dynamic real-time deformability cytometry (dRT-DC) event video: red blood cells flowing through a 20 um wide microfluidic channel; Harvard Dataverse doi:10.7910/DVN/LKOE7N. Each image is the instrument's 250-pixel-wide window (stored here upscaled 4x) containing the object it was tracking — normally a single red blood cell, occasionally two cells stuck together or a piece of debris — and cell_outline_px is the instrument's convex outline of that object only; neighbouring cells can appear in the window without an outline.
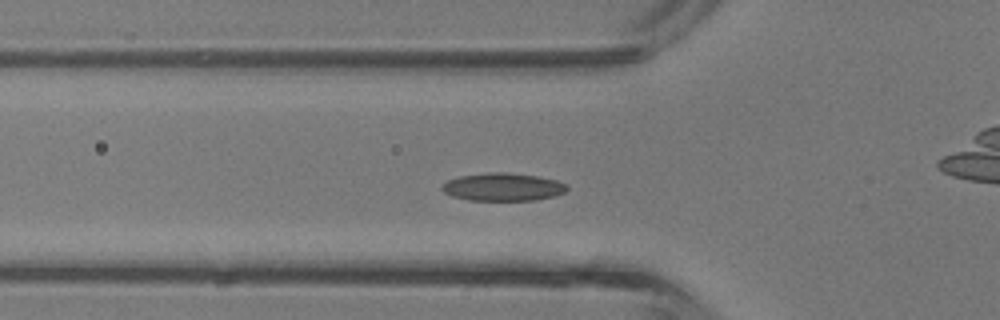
{"species": "common noctule bat (a hibernating species)", "species_latin": "Nyctalus noctula", "temperature_condition": "room temperature", "stored_images_in_passage": 41, "camera_frame_rate_fps": 3000, "um_per_image_px": 0.085, "animal": {"sex": "male", "body_mass_g": 13.3}, "frame": {"image": 1, "passage_image": 12, "time_ms": 3.667, "image_size_px": [1000, 320], "cell_outline_px": [[568, 188], [564, 192], [556, 196], [536, 200], [468, 200], [452, 196], [444, 192], [440, 188], [448, 180], [460, 176], [488, 172], [504, 172], [536, 176], [556, 180], [564, 184]], "centroid_in_image_um": [42.74, 15.89], "position_along_channel_um": 83.1, "area_um2": 20.17}}
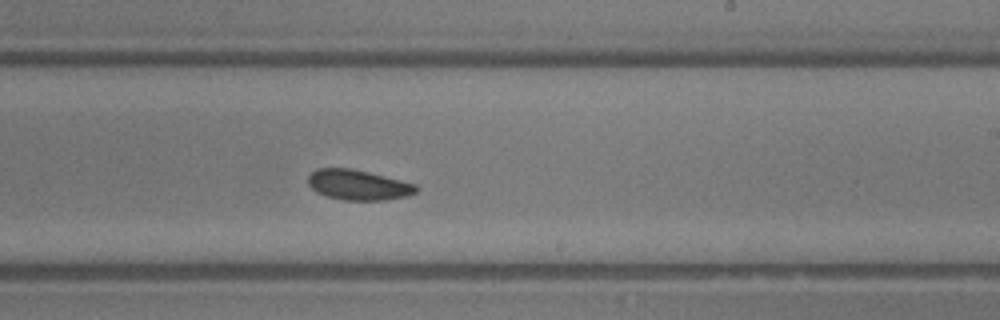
{"frame": {"image": 2, "passage_image": 23, "time_ms": 7.333, "image_size_px": [1000, 320], "cell_outline_px": [[420, 188], [416, 192], [408, 196], [384, 200], [344, 200], [328, 196], [316, 192], [308, 184], [308, 176], [316, 168], [352, 168], [416, 184]], "centroid_in_image_um": [30.45, 15.71], "position_along_channel_um": 258.5, "area_um2": 19.02}}
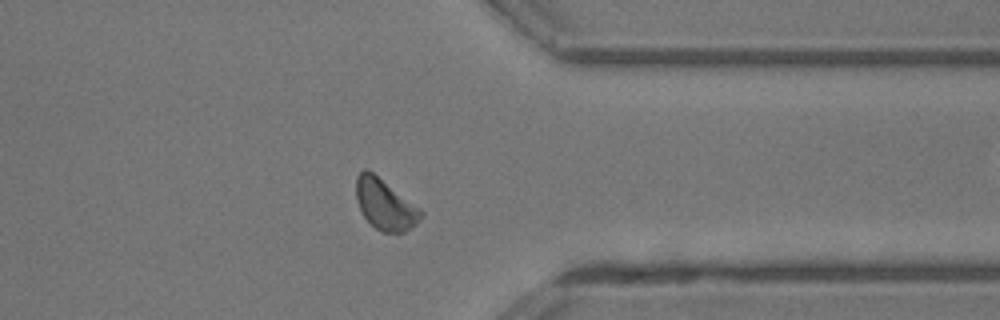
{"frame": {"image": 3, "passage_image": 31, "time_ms": 10.0, "image_size_px": [1000, 320], "cell_outline_px": [[424, 216], [416, 224], [404, 232], [380, 232], [364, 216], [356, 200], [356, 176], [364, 168], [368, 168], [420, 208], [424, 212]], "centroid_in_image_um": [32.73, 17.36], "position_along_channel_um": 378.7, "area_um2": 19.13}, "authors_computed_cell_mechanics": {"area_um2": 19.1318, "velocity_mm_per_s": 4.7835, "shape_relaxation_time_tau1_ms": null, "shape_relaxation_time_tau2_ms": 2.4313, "deformation_change_tau1": null, "deformation_change_tau2": 0.0675}}